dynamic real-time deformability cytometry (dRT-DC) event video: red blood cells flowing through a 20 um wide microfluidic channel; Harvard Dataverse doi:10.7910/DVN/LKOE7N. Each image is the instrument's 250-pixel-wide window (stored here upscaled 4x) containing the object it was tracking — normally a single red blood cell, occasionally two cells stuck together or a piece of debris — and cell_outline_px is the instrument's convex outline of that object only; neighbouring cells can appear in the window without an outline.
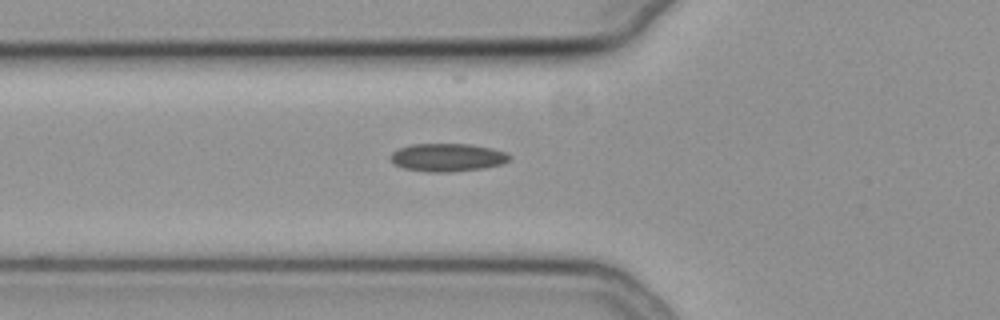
{"species": "common noctule bat (a hibernating species)", "species_latin": "Nyctalus noctula", "temperature_condition": "cold", "stored_images_in_passage": 33, "camera_frame_rate_fps": 3000, "um_per_image_px": 0.085, "animal": {"sex": "female", "body_mass_g": 19.3, "forearm_length_mm": 54.1}, "frame": {"image": 1, "passage_image": 2, "time_ms": 0.333, "image_size_px": [1000, 320], "cell_outline_px": [[512, 156], [508, 160], [500, 164], [484, 168], [448, 172], [428, 172], [404, 168], [392, 164], [392, 152], [400, 148], [412, 144], [468, 144], [492, 148], [504, 152]], "centroid_in_image_um": [38.02, 13.38], "position_along_channel_um": 87.8, "area_um2": 19.25}}
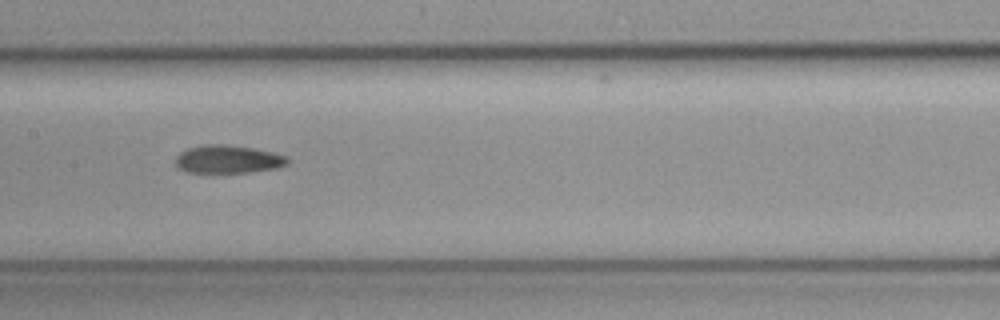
{"frame": {"image": 2, "passage_image": 10, "time_ms": 3.0, "image_size_px": [1000, 320], "cell_outline_px": [[288, 164], [276, 168], [248, 172], [188, 172], [180, 168], [176, 164], [176, 156], [180, 152], [188, 148], [204, 144], [220, 144], [252, 148], [272, 152], [284, 156], [288, 160]], "centroid_in_image_um": [19.35, 13.53], "position_along_channel_um": 188.0, "area_um2": 17.98}}
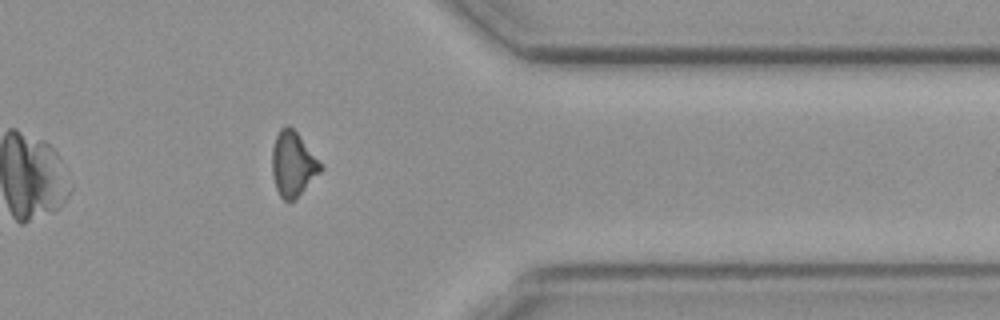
{"frame": {"image": 3, "passage_image": 27, "time_ms": 8.667, "image_size_px": [1000, 320], "cell_outline_px": [[324, 168], [296, 200], [284, 200], [280, 196], [276, 188], [272, 172], [272, 148], [276, 136], [280, 128], [284, 124], [288, 124], [296, 132], [324, 164]], "centroid_in_image_um": [24.93, 13.94], "position_along_channel_um": 386.5, "area_um2": 18.55}}